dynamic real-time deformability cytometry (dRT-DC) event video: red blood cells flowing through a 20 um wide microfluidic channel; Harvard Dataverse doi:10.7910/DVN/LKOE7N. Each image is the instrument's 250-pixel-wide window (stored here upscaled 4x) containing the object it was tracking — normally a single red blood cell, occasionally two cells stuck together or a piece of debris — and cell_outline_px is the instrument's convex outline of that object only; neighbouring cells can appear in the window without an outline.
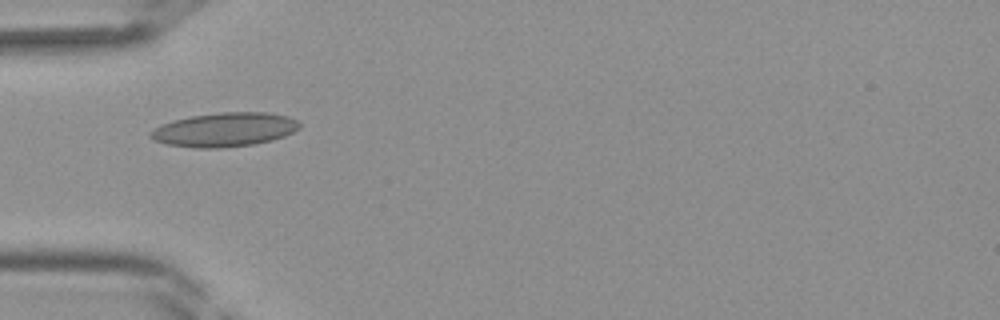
{"species": "Egyptian fruit bat (a non-hibernating species)", "species_latin": "Rousettus aegyptiacus", "temperature_condition": "room temperature", "stored_images_in_passage": 29, "camera_frame_rate_fps": 3000, "um_per_image_px": 0.085, "frame": {"image": 1, "passage_image": 1, "time_ms": 0.0, "image_size_px": [1000, 320], "cell_outline_px": [[300, 128], [284, 136], [272, 140], [252, 144], [220, 148], [196, 148], [168, 144], [156, 140], [148, 136], [148, 132], [152, 128], [160, 124], [172, 120], [192, 116], [220, 112], [268, 112], [288, 116], [296, 120], [300, 124]], "centroid_in_image_um": [19.06, 11.01], "position_along_channel_um": 65.9, "area_um2": 29.59}}
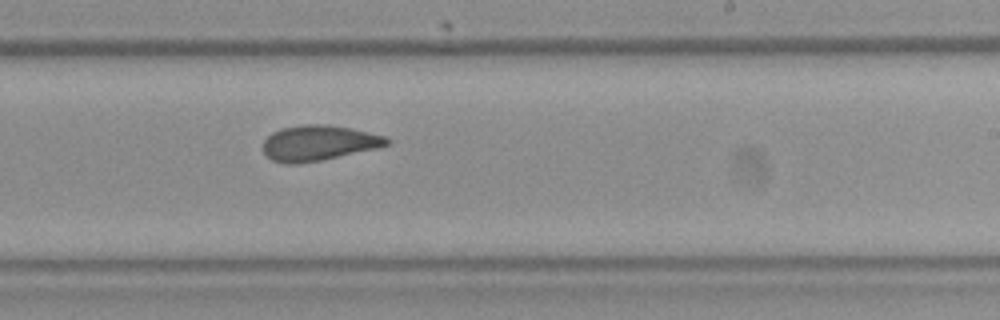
{"frame": {"image": 2, "passage_image": 13, "time_ms": 4.0, "image_size_px": [1000, 320], "cell_outline_px": [[392, 140], [388, 144], [376, 148], [320, 160], [296, 164], [284, 164], [272, 160], [264, 152], [264, 140], [272, 132], [280, 128], [304, 124], [324, 124], [352, 128], [384, 136]], "centroid_in_image_um": [27.06, 12.14], "position_along_channel_um": 261.9, "area_um2": 25.32}}
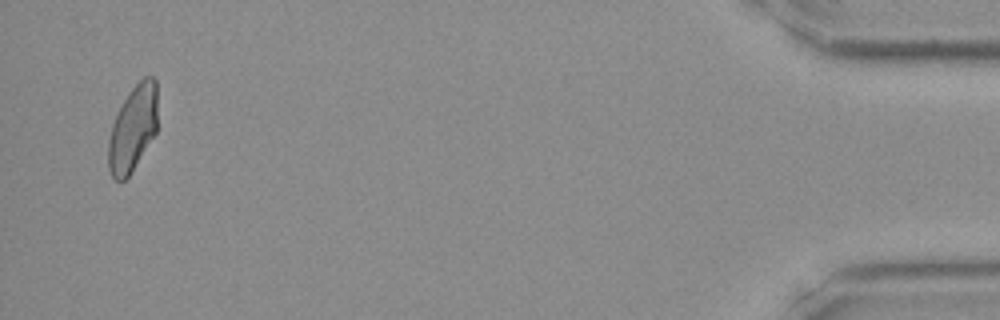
{"frame": {"image": 3, "passage_image": 28, "time_ms": 9.0, "image_size_px": [1000, 320], "cell_outline_px": [[156, 132], [128, 176], [124, 180], [116, 180], [112, 176], [108, 168], [108, 140], [112, 124], [128, 92], [144, 76], [152, 76], [156, 80]], "centroid_in_image_um": [11.28, 10.91], "position_along_channel_um": 423.9, "area_um2": 24.16}}